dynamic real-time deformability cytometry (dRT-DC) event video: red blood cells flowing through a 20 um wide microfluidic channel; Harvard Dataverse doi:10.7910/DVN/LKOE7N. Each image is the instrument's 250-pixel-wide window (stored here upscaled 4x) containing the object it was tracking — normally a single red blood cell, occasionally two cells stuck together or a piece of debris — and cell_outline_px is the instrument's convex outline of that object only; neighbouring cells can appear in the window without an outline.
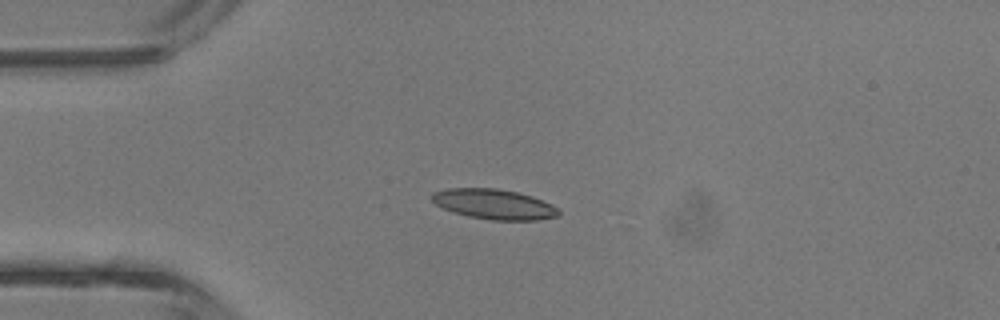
{"species": "common noctule bat (a hibernating species)", "species_latin": "Nyctalus noctula", "temperature_condition": "room temperature", "stored_images_in_passage": 4, "camera_frame_rate_fps": 3000, "um_per_image_px": 0.085, "animal": {"sex": "male", "body_mass_g": 13.3}, "frame": {"image": 1, "passage_image": 3, "time_ms": 3.0, "image_size_px": [1000, 320], "cell_outline_px": [[560, 216], [536, 220], [492, 220], [468, 216], [444, 208], [436, 204], [432, 200], [432, 192], [448, 188], [496, 188], [516, 192], [532, 196], [552, 204], [560, 212]], "centroid_in_image_um": [42.01, 17.35], "position_along_channel_um": 43.0, "area_um2": 22.08}}